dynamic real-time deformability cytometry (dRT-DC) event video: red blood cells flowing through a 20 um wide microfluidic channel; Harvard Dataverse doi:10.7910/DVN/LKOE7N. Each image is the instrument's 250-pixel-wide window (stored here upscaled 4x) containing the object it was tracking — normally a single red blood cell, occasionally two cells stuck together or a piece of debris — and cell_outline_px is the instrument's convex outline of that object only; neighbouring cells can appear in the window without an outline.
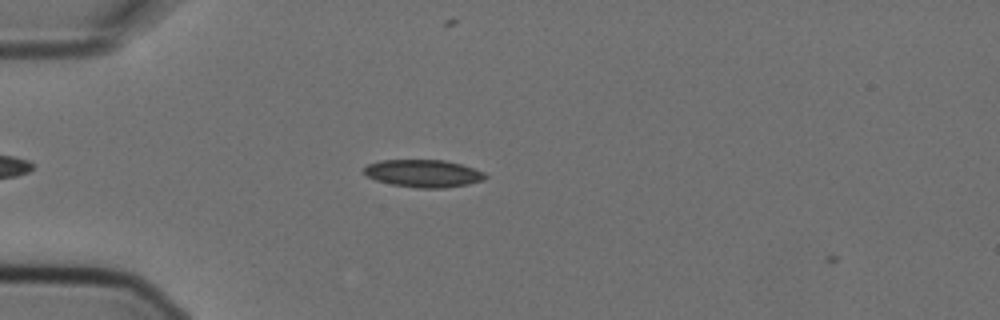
{"species": "Egyptian fruit bat (a non-hibernating species)", "species_latin": "Rousettus aegyptiacus", "temperature_condition": "cold", "stored_images_in_passage": 1, "camera_frame_rate_fps": 3000, "um_per_image_px": 0.085, "animal": {"sex": "female"}, "frame": {"image": 1, "passage_image": 1, "time_ms": 0.0, "image_size_px": [1000, 320], "cell_outline_px": [[488, 176], [484, 180], [468, 184], [444, 188], [416, 188], [392, 184], [376, 180], [368, 176], [364, 172], [364, 168], [368, 164], [380, 160], [444, 160], [460, 164], [484, 172]], "centroid_in_image_um": [36.0, 14.74], "position_along_channel_um": 49.0, "area_um2": 19.36}}